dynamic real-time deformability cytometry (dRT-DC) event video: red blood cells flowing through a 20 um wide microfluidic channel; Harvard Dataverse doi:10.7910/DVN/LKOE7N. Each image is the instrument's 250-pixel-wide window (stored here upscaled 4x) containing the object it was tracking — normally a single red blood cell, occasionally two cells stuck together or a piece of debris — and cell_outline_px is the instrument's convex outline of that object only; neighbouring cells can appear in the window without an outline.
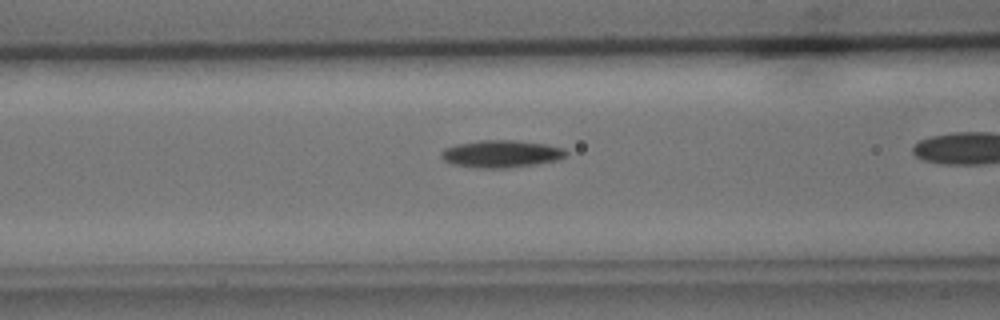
{"species": "common noctule bat (a hibernating species)", "species_latin": "Nyctalus noctula", "temperature_condition": "cold", "stored_images_in_passage": 29, "camera_frame_rate_fps": 3000, "um_per_image_px": 0.085, "animal": {"sex": "male", "body_mass_g": 15.6}, "frame": {"image": 1, "passage_image": 9, "time_ms": 2.667, "image_size_px": [1000, 320], "cell_outline_px": [[568, 152], [560, 160], [536, 164], [504, 168], [472, 168], [452, 164], [444, 160], [440, 156], [440, 152], [444, 148], [456, 144], [480, 140], [516, 140], [544, 144], [564, 148]], "centroid_in_image_um": [42.57, 13.08], "position_along_channel_um": 124.0, "area_um2": 20.06}}